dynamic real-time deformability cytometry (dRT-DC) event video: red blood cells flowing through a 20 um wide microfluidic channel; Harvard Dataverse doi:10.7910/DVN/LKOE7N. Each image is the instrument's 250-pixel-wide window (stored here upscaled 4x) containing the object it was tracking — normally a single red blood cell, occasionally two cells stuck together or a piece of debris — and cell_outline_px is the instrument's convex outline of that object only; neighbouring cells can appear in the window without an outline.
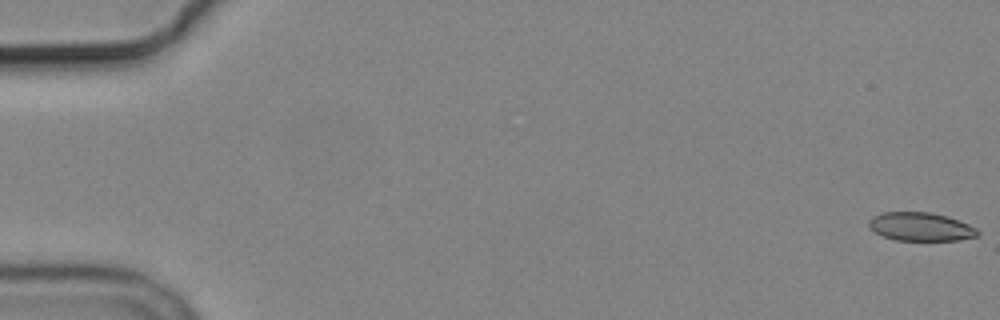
{"species": "common noctule bat (a hibernating species)", "species_latin": "Nyctalus noctula", "temperature_condition": "cold", "stored_images_in_passage": 9, "camera_frame_rate_fps": 3000, "um_per_image_px": 0.085, "animal": {"sex": "male", "body_mass_g": 19.2, "forearm_length_mm": 51.8}, "frame": {"image": 1, "passage_image": 1, "time_ms": 0.0, "image_size_px": [1000, 320], "cell_outline_px": [[980, 232], [976, 236], [960, 240], [896, 240], [884, 236], [868, 228], [868, 220], [872, 216], [884, 212], [932, 212], [948, 216], [968, 224], [976, 228]], "centroid_in_image_um": [78.24, 19.26], "position_along_channel_um": 6.8, "area_um2": 18.09}}
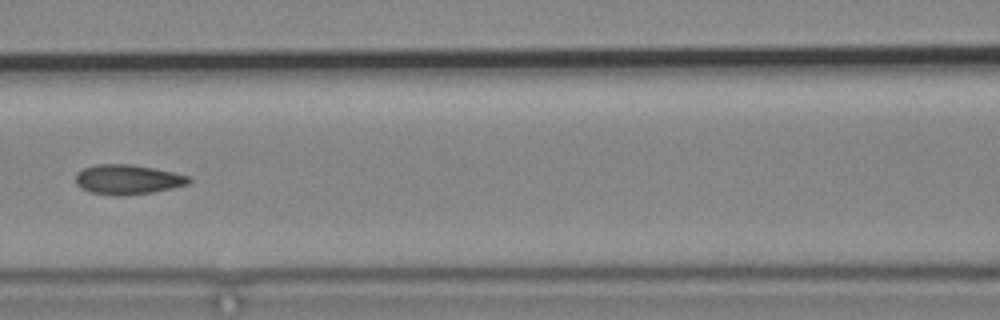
{"frame": {"image": 2, "passage_image": 6, "time_ms": 8.333, "image_size_px": [1000, 320], "cell_outline_px": [[192, 180], [188, 184], [172, 188], [152, 192], [116, 196], [92, 192], [80, 188], [76, 184], [76, 176], [84, 168], [96, 164], [132, 164], [172, 172], [188, 176]], "centroid_in_image_um": [10.85, 15.25], "position_along_channel_um": 155.8, "area_um2": 19.36}}
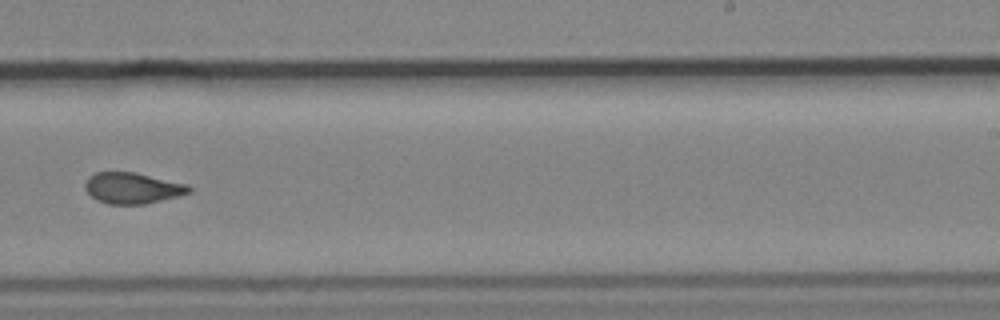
{"frame": {"image": 3, "passage_image": 9, "time_ms": 11.667, "image_size_px": [1000, 320], "cell_outline_px": [[192, 192], [144, 204], [108, 204], [96, 200], [84, 188], [84, 184], [88, 176], [96, 172], [136, 172], [188, 184], [192, 188]], "centroid_in_image_um": [11.25, 15.97], "position_along_channel_um": 277.8, "area_um2": 18.84}}